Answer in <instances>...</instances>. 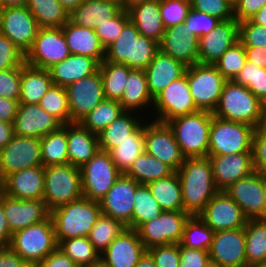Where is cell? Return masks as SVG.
<instances>
[{"instance_id": "4dcf8cb0", "label": "cell", "mask_w": 266, "mask_h": 267, "mask_svg": "<svg viewBox=\"0 0 266 267\" xmlns=\"http://www.w3.org/2000/svg\"><path fill=\"white\" fill-rule=\"evenodd\" d=\"M69 164L81 168L99 150L98 135L84 128L79 122L67 124Z\"/></svg>"}, {"instance_id": "d590c367", "label": "cell", "mask_w": 266, "mask_h": 267, "mask_svg": "<svg viewBox=\"0 0 266 267\" xmlns=\"http://www.w3.org/2000/svg\"><path fill=\"white\" fill-rule=\"evenodd\" d=\"M135 114L136 112L133 111H124L109 126L104 128L98 134L99 150L109 152L119 143L128 139V136L142 124L141 115Z\"/></svg>"}, {"instance_id": "603a6c76", "label": "cell", "mask_w": 266, "mask_h": 267, "mask_svg": "<svg viewBox=\"0 0 266 267\" xmlns=\"http://www.w3.org/2000/svg\"><path fill=\"white\" fill-rule=\"evenodd\" d=\"M63 124L39 104L19 103L13 121L14 135L41 138L58 130Z\"/></svg>"}, {"instance_id": "db71d44e", "label": "cell", "mask_w": 266, "mask_h": 267, "mask_svg": "<svg viewBox=\"0 0 266 267\" xmlns=\"http://www.w3.org/2000/svg\"><path fill=\"white\" fill-rule=\"evenodd\" d=\"M132 22L129 20L117 39L105 49V60L121 63L127 66V59H131Z\"/></svg>"}, {"instance_id": "681fc988", "label": "cell", "mask_w": 266, "mask_h": 267, "mask_svg": "<svg viewBox=\"0 0 266 267\" xmlns=\"http://www.w3.org/2000/svg\"><path fill=\"white\" fill-rule=\"evenodd\" d=\"M125 228L120 221L101 214L87 237L94 248L102 253Z\"/></svg>"}, {"instance_id": "deb4b68c", "label": "cell", "mask_w": 266, "mask_h": 267, "mask_svg": "<svg viewBox=\"0 0 266 267\" xmlns=\"http://www.w3.org/2000/svg\"><path fill=\"white\" fill-rule=\"evenodd\" d=\"M88 267H110L107 263H105L101 258H99L96 262L92 263Z\"/></svg>"}, {"instance_id": "9c48e42d", "label": "cell", "mask_w": 266, "mask_h": 267, "mask_svg": "<svg viewBox=\"0 0 266 267\" xmlns=\"http://www.w3.org/2000/svg\"><path fill=\"white\" fill-rule=\"evenodd\" d=\"M83 197L100 201L122 174L115 166L109 152H98L81 168Z\"/></svg>"}, {"instance_id": "4316f807", "label": "cell", "mask_w": 266, "mask_h": 267, "mask_svg": "<svg viewBox=\"0 0 266 267\" xmlns=\"http://www.w3.org/2000/svg\"><path fill=\"white\" fill-rule=\"evenodd\" d=\"M187 32L185 23L166 28L159 48L175 60L181 61L186 66H192L198 63L199 38L188 35Z\"/></svg>"}, {"instance_id": "f546056e", "label": "cell", "mask_w": 266, "mask_h": 267, "mask_svg": "<svg viewBox=\"0 0 266 267\" xmlns=\"http://www.w3.org/2000/svg\"><path fill=\"white\" fill-rule=\"evenodd\" d=\"M99 66L100 63L96 59L78 54H70L48 70L53 85L66 88L73 82L96 73L99 70Z\"/></svg>"}, {"instance_id": "979ff035", "label": "cell", "mask_w": 266, "mask_h": 267, "mask_svg": "<svg viewBox=\"0 0 266 267\" xmlns=\"http://www.w3.org/2000/svg\"><path fill=\"white\" fill-rule=\"evenodd\" d=\"M150 0H122V9L128 10L132 6L139 4V3H144Z\"/></svg>"}, {"instance_id": "9f6ffc18", "label": "cell", "mask_w": 266, "mask_h": 267, "mask_svg": "<svg viewBox=\"0 0 266 267\" xmlns=\"http://www.w3.org/2000/svg\"><path fill=\"white\" fill-rule=\"evenodd\" d=\"M129 20L128 11L122 9L114 18L96 27L95 33L105 49L117 39Z\"/></svg>"}, {"instance_id": "d4e9b609", "label": "cell", "mask_w": 266, "mask_h": 267, "mask_svg": "<svg viewBox=\"0 0 266 267\" xmlns=\"http://www.w3.org/2000/svg\"><path fill=\"white\" fill-rule=\"evenodd\" d=\"M146 251L137 230L126 227L100 253V258L110 267H135Z\"/></svg>"}, {"instance_id": "34e18365", "label": "cell", "mask_w": 266, "mask_h": 267, "mask_svg": "<svg viewBox=\"0 0 266 267\" xmlns=\"http://www.w3.org/2000/svg\"><path fill=\"white\" fill-rule=\"evenodd\" d=\"M13 136V123L0 121V149L9 143Z\"/></svg>"}, {"instance_id": "7c38bea8", "label": "cell", "mask_w": 266, "mask_h": 267, "mask_svg": "<svg viewBox=\"0 0 266 267\" xmlns=\"http://www.w3.org/2000/svg\"><path fill=\"white\" fill-rule=\"evenodd\" d=\"M155 121L166 123L167 121L182 115H189L199 110L194 104L190 94L186 73L183 77L172 81L155 98Z\"/></svg>"}, {"instance_id": "c3c4849f", "label": "cell", "mask_w": 266, "mask_h": 267, "mask_svg": "<svg viewBox=\"0 0 266 267\" xmlns=\"http://www.w3.org/2000/svg\"><path fill=\"white\" fill-rule=\"evenodd\" d=\"M77 266L88 267L100 258L88 237H76L60 241L57 246Z\"/></svg>"}, {"instance_id": "67dfc351", "label": "cell", "mask_w": 266, "mask_h": 267, "mask_svg": "<svg viewBox=\"0 0 266 267\" xmlns=\"http://www.w3.org/2000/svg\"><path fill=\"white\" fill-rule=\"evenodd\" d=\"M258 219L266 222V191L264 196L263 210L261 212V216Z\"/></svg>"}, {"instance_id": "cb8c5ba5", "label": "cell", "mask_w": 266, "mask_h": 267, "mask_svg": "<svg viewBox=\"0 0 266 267\" xmlns=\"http://www.w3.org/2000/svg\"><path fill=\"white\" fill-rule=\"evenodd\" d=\"M238 41L239 22L235 18L220 21L213 30L199 38L198 63L214 64L229 47Z\"/></svg>"}, {"instance_id": "2a66077c", "label": "cell", "mask_w": 266, "mask_h": 267, "mask_svg": "<svg viewBox=\"0 0 266 267\" xmlns=\"http://www.w3.org/2000/svg\"><path fill=\"white\" fill-rule=\"evenodd\" d=\"M63 8L70 14L83 0H58Z\"/></svg>"}, {"instance_id": "5b68a950", "label": "cell", "mask_w": 266, "mask_h": 267, "mask_svg": "<svg viewBox=\"0 0 266 267\" xmlns=\"http://www.w3.org/2000/svg\"><path fill=\"white\" fill-rule=\"evenodd\" d=\"M57 246L51 216L38 224L14 232L9 244V247L31 267L41 262Z\"/></svg>"}, {"instance_id": "bcb514c9", "label": "cell", "mask_w": 266, "mask_h": 267, "mask_svg": "<svg viewBox=\"0 0 266 267\" xmlns=\"http://www.w3.org/2000/svg\"><path fill=\"white\" fill-rule=\"evenodd\" d=\"M159 203L154 199L147 185L136 187L132 212V229L137 230L143 223L151 221L162 213Z\"/></svg>"}, {"instance_id": "44dd1931", "label": "cell", "mask_w": 266, "mask_h": 267, "mask_svg": "<svg viewBox=\"0 0 266 267\" xmlns=\"http://www.w3.org/2000/svg\"><path fill=\"white\" fill-rule=\"evenodd\" d=\"M211 162L214 184L219 191H224L239 179L251 175L253 152H242L229 155H208Z\"/></svg>"}, {"instance_id": "7a4b0ae2", "label": "cell", "mask_w": 266, "mask_h": 267, "mask_svg": "<svg viewBox=\"0 0 266 267\" xmlns=\"http://www.w3.org/2000/svg\"><path fill=\"white\" fill-rule=\"evenodd\" d=\"M101 214L100 203L85 197L50 211L57 244L70 238L87 237Z\"/></svg>"}, {"instance_id": "6f0895ef", "label": "cell", "mask_w": 266, "mask_h": 267, "mask_svg": "<svg viewBox=\"0 0 266 267\" xmlns=\"http://www.w3.org/2000/svg\"><path fill=\"white\" fill-rule=\"evenodd\" d=\"M191 9L214 16L221 21L234 18V7L227 0H190Z\"/></svg>"}, {"instance_id": "6da1fadb", "label": "cell", "mask_w": 266, "mask_h": 267, "mask_svg": "<svg viewBox=\"0 0 266 267\" xmlns=\"http://www.w3.org/2000/svg\"><path fill=\"white\" fill-rule=\"evenodd\" d=\"M176 172L181 182L184 211L198 215L219 191L208 156L186 157Z\"/></svg>"}, {"instance_id": "816d5d0a", "label": "cell", "mask_w": 266, "mask_h": 267, "mask_svg": "<svg viewBox=\"0 0 266 267\" xmlns=\"http://www.w3.org/2000/svg\"><path fill=\"white\" fill-rule=\"evenodd\" d=\"M247 87L262 103L266 105V68L246 61L244 67L233 80Z\"/></svg>"}, {"instance_id": "d6986e66", "label": "cell", "mask_w": 266, "mask_h": 267, "mask_svg": "<svg viewBox=\"0 0 266 267\" xmlns=\"http://www.w3.org/2000/svg\"><path fill=\"white\" fill-rule=\"evenodd\" d=\"M224 191L239 205L247 219H258L263 210L266 174L254 171Z\"/></svg>"}, {"instance_id": "7dc6e473", "label": "cell", "mask_w": 266, "mask_h": 267, "mask_svg": "<svg viewBox=\"0 0 266 267\" xmlns=\"http://www.w3.org/2000/svg\"><path fill=\"white\" fill-rule=\"evenodd\" d=\"M159 50V43L141 35L132 23L131 59H127V67L145 70Z\"/></svg>"}, {"instance_id": "ac0fdd59", "label": "cell", "mask_w": 266, "mask_h": 267, "mask_svg": "<svg viewBox=\"0 0 266 267\" xmlns=\"http://www.w3.org/2000/svg\"><path fill=\"white\" fill-rule=\"evenodd\" d=\"M71 123L79 122L105 99L99 70L66 87Z\"/></svg>"}, {"instance_id": "6125c7cd", "label": "cell", "mask_w": 266, "mask_h": 267, "mask_svg": "<svg viewBox=\"0 0 266 267\" xmlns=\"http://www.w3.org/2000/svg\"><path fill=\"white\" fill-rule=\"evenodd\" d=\"M153 258L156 267H179L180 244L155 246L147 250Z\"/></svg>"}, {"instance_id": "83f0119b", "label": "cell", "mask_w": 266, "mask_h": 267, "mask_svg": "<svg viewBox=\"0 0 266 267\" xmlns=\"http://www.w3.org/2000/svg\"><path fill=\"white\" fill-rule=\"evenodd\" d=\"M187 67L181 61L175 60L159 50L149 66L144 70L148 89L153 99L172 81L183 77Z\"/></svg>"}, {"instance_id": "f1b7e54d", "label": "cell", "mask_w": 266, "mask_h": 267, "mask_svg": "<svg viewBox=\"0 0 266 267\" xmlns=\"http://www.w3.org/2000/svg\"><path fill=\"white\" fill-rule=\"evenodd\" d=\"M61 29L71 54L96 59L100 64L105 60V48L95 30L78 26L70 20Z\"/></svg>"}, {"instance_id": "ee69618b", "label": "cell", "mask_w": 266, "mask_h": 267, "mask_svg": "<svg viewBox=\"0 0 266 267\" xmlns=\"http://www.w3.org/2000/svg\"><path fill=\"white\" fill-rule=\"evenodd\" d=\"M124 112L119 101L104 99L93 108L79 123L94 134H99Z\"/></svg>"}, {"instance_id": "ffe728a7", "label": "cell", "mask_w": 266, "mask_h": 267, "mask_svg": "<svg viewBox=\"0 0 266 267\" xmlns=\"http://www.w3.org/2000/svg\"><path fill=\"white\" fill-rule=\"evenodd\" d=\"M209 256L220 267H247L245 227L214 232Z\"/></svg>"}, {"instance_id": "91938a15", "label": "cell", "mask_w": 266, "mask_h": 267, "mask_svg": "<svg viewBox=\"0 0 266 267\" xmlns=\"http://www.w3.org/2000/svg\"><path fill=\"white\" fill-rule=\"evenodd\" d=\"M239 41L244 47H266V26L250 19L239 22Z\"/></svg>"}, {"instance_id": "7402d4cb", "label": "cell", "mask_w": 266, "mask_h": 267, "mask_svg": "<svg viewBox=\"0 0 266 267\" xmlns=\"http://www.w3.org/2000/svg\"><path fill=\"white\" fill-rule=\"evenodd\" d=\"M8 227L14 232L38 224L50 216L43 200H20L2 192L0 195Z\"/></svg>"}, {"instance_id": "11e5206c", "label": "cell", "mask_w": 266, "mask_h": 267, "mask_svg": "<svg viewBox=\"0 0 266 267\" xmlns=\"http://www.w3.org/2000/svg\"><path fill=\"white\" fill-rule=\"evenodd\" d=\"M250 20L255 24L266 26V5L252 16Z\"/></svg>"}, {"instance_id": "484cf974", "label": "cell", "mask_w": 266, "mask_h": 267, "mask_svg": "<svg viewBox=\"0 0 266 267\" xmlns=\"http://www.w3.org/2000/svg\"><path fill=\"white\" fill-rule=\"evenodd\" d=\"M2 192L20 200H43L44 167L34 166L13 172L2 181Z\"/></svg>"}, {"instance_id": "e7e4bbea", "label": "cell", "mask_w": 266, "mask_h": 267, "mask_svg": "<svg viewBox=\"0 0 266 267\" xmlns=\"http://www.w3.org/2000/svg\"><path fill=\"white\" fill-rule=\"evenodd\" d=\"M252 152L254 170L266 174V131L261 126L254 130Z\"/></svg>"}, {"instance_id": "f35d334b", "label": "cell", "mask_w": 266, "mask_h": 267, "mask_svg": "<svg viewBox=\"0 0 266 267\" xmlns=\"http://www.w3.org/2000/svg\"><path fill=\"white\" fill-rule=\"evenodd\" d=\"M174 170L166 163L143 152L125 173L126 176L134 179L139 184L147 185L150 182L171 175Z\"/></svg>"}, {"instance_id": "f6af8a7d", "label": "cell", "mask_w": 266, "mask_h": 267, "mask_svg": "<svg viewBox=\"0 0 266 267\" xmlns=\"http://www.w3.org/2000/svg\"><path fill=\"white\" fill-rule=\"evenodd\" d=\"M214 231L198 216L190 215L186 220L181 242L183 247L210 251Z\"/></svg>"}, {"instance_id": "11a10c76", "label": "cell", "mask_w": 266, "mask_h": 267, "mask_svg": "<svg viewBox=\"0 0 266 267\" xmlns=\"http://www.w3.org/2000/svg\"><path fill=\"white\" fill-rule=\"evenodd\" d=\"M190 0H160V15L165 28L184 23Z\"/></svg>"}, {"instance_id": "4fadbf2b", "label": "cell", "mask_w": 266, "mask_h": 267, "mask_svg": "<svg viewBox=\"0 0 266 267\" xmlns=\"http://www.w3.org/2000/svg\"><path fill=\"white\" fill-rule=\"evenodd\" d=\"M34 166H42L40 138L14 135L0 149V182L13 172Z\"/></svg>"}, {"instance_id": "30bf717a", "label": "cell", "mask_w": 266, "mask_h": 267, "mask_svg": "<svg viewBox=\"0 0 266 267\" xmlns=\"http://www.w3.org/2000/svg\"><path fill=\"white\" fill-rule=\"evenodd\" d=\"M190 214L185 211H162L151 221L143 223L138 235L146 250L161 245L179 244Z\"/></svg>"}, {"instance_id": "5803f987", "label": "cell", "mask_w": 266, "mask_h": 267, "mask_svg": "<svg viewBox=\"0 0 266 267\" xmlns=\"http://www.w3.org/2000/svg\"><path fill=\"white\" fill-rule=\"evenodd\" d=\"M248 267H266V262L265 263H257V264H253L250 265Z\"/></svg>"}, {"instance_id": "60d3db41", "label": "cell", "mask_w": 266, "mask_h": 267, "mask_svg": "<svg viewBox=\"0 0 266 267\" xmlns=\"http://www.w3.org/2000/svg\"><path fill=\"white\" fill-rule=\"evenodd\" d=\"M245 254L247 267L266 262V222L247 219L245 225Z\"/></svg>"}, {"instance_id": "52a82bcc", "label": "cell", "mask_w": 266, "mask_h": 267, "mask_svg": "<svg viewBox=\"0 0 266 267\" xmlns=\"http://www.w3.org/2000/svg\"><path fill=\"white\" fill-rule=\"evenodd\" d=\"M255 127L228 121L213 115L209 134L208 155L252 152Z\"/></svg>"}, {"instance_id": "9a60e30c", "label": "cell", "mask_w": 266, "mask_h": 267, "mask_svg": "<svg viewBox=\"0 0 266 267\" xmlns=\"http://www.w3.org/2000/svg\"><path fill=\"white\" fill-rule=\"evenodd\" d=\"M145 152L177 171L185 160L167 123L148 121L145 125Z\"/></svg>"}, {"instance_id": "8992f818", "label": "cell", "mask_w": 266, "mask_h": 267, "mask_svg": "<svg viewBox=\"0 0 266 267\" xmlns=\"http://www.w3.org/2000/svg\"><path fill=\"white\" fill-rule=\"evenodd\" d=\"M81 197L80 168L69 163L44 167L43 201L49 211Z\"/></svg>"}, {"instance_id": "8fae6325", "label": "cell", "mask_w": 266, "mask_h": 267, "mask_svg": "<svg viewBox=\"0 0 266 267\" xmlns=\"http://www.w3.org/2000/svg\"><path fill=\"white\" fill-rule=\"evenodd\" d=\"M70 54L61 27H44L39 28L32 47L25 54V63L48 70Z\"/></svg>"}, {"instance_id": "b9fcfbb0", "label": "cell", "mask_w": 266, "mask_h": 267, "mask_svg": "<svg viewBox=\"0 0 266 267\" xmlns=\"http://www.w3.org/2000/svg\"><path fill=\"white\" fill-rule=\"evenodd\" d=\"M135 267H156L151 255L146 251Z\"/></svg>"}, {"instance_id": "836d02e7", "label": "cell", "mask_w": 266, "mask_h": 267, "mask_svg": "<svg viewBox=\"0 0 266 267\" xmlns=\"http://www.w3.org/2000/svg\"><path fill=\"white\" fill-rule=\"evenodd\" d=\"M52 85L49 70L23 64L21 66L19 103L39 104Z\"/></svg>"}, {"instance_id": "94428289", "label": "cell", "mask_w": 266, "mask_h": 267, "mask_svg": "<svg viewBox=\"0 0 266 267\" xmlns=\"http://www.w3.org/2000/svg\"><path fill=\"white\" fill-rule=\"evenodd\" d=\"M25 64V54L0 33V71L19 68Z\"/></svg>"}, {"instance_id": "b62a3aed", "label": "cell", "mask_w": 266, "mask_h": 267, "mask_svg": "<svg viewBox=\"0 0 266 267\" xmlns=\"http://www.w3.org/2000/svg\"><path fill=\"white\" fill-rule=\"evenodd\" d=\"M260 126L266 131V105L263 110V116H262V121H261Z\"/></svg>"}, {"instance_id": "7bdbcfd3", "label": "cell", "mask_w": 266, "mask_h": 267, "mask_svg": "<svg viewBox=\"0 0 266 267\" xmlns=\"http://www.w3.org/2000/svg\"><path fill=\"white\" fill-rule=\"evenodd\" d=\"M26 6L40 28L62 27L69 14L58 0H27Z\"/></svg>"}, {"instance_id": "2e32d148", "label": "cell", "mask_w": 266, "mask_h": 267, "mask_svg": "<svg viewBox=\"0 0 266 267\" xmlns=\"http://www.w3.org/2000/svg\"><path fill=\"white\" fill-rule=\"evenodd\" d=\"M198 216L214 232L240 229L247 222L239 205L225 191H218Z\"/></svg>"}, {"instance_id": "f5cc1de1", "label": "cell", "mask_w": 266, "mask_h": 267, "mask_svg": "<svg viewBox=\"0 0 266 267\" xmlns=\"http://www.w3.org/2000/svg\"><path fill=\"white\" fill-rule=\"evenodd\" d=\"M246 61L245 47L238 41L229 47L214 65L227 81H232L244 67Z\"/></svg>"}, {"instance_id": "8c879c8a", "label": "cell", "mask_w": 266, "mask_h": 267, "mask_svg": "<svg viewBox=\"0 0 266 267\" xmlns=\"http://www.w3.org/2000/svg\"><path fill=\"white\" fill-rule=\"evenodd\" d=\"M245 52L248 62L266 68V47H245Z\"/></svg>"}, {"instance_id": "5bb4252c", "label": "cell", "mask_w": 266, "mask_h": 267, "mask_svg": "<svg viewBox=\"0 0 266 267\" xmlns=\"http://www.w3.org/2000/svg\"><path fill=\"white\" fill-rule=\"evenodd\" d=\"M39 28L27 6L2 8L0 11V33L24 54L32 47Z\"/></svg>"}, {"instance_id": "8d00e7d4", "label": "cell", "mask_w": 266, "mask_h": 267, "mask_svg": "<svg viewBox=\"0 0 266 267\" xmlns=\"http://www.w3.org/2000/svg\"><path fill=\"white\" fill-rule=\"evenodd\" d=\"M147 186L163 211H184L182 187L176 171L167 177L148 183Z\"/></svg>"}, {"instance_id": "003e7915", "label": "cell", "mask_w": 266, "mask_h": 267, "mask_svg": "<svg viewBox=\"0 0 266 267\" xmlns=\"http://www.w3.org/2000/svg\"><path fill=\"white\" fill-rule=\"evenodd\" d=\"M266 5V0H239L234 7V18L238 21H244L254 16L260 9Z\"/></svg>"}, {"instance_id": "a7ac6f4b", "label": "cell", "mask_w": 266, "mask_h": 267, "mask_svg": "<svg viewBox=\"0 0 266 267\" xmlns=\"http://www.w3.org/2000/svg\"><path fill=\"white\" fill-rule=\"evenodd\" d=\"M34 267H79L58 247Z\"/></svg>"}, {"instance_id": "ab89813d", "label": "cell", "mask_w": 266, "mask_h": 267, "mask_svg": "<svg viewBox=\"0 0 266 267\" xmlns=\"http://www.w3.org/2000/svg\"><path fill=\"white\" fill-rule=\"evenodd\" d=\"M42 166L68 164L67 124L40 138Z\"/></svg>"}, {"instance_id": "b9f144b4", "label": "cell", "mask_w": 266, "mask_h": 267, "mask_svg": "<svg viewBox=\"0 0 266 267\" xmlns=\"http://www.w3.org/2000/svg\"><path fill=\"white\" fill-rule=\"evenodd\" d=\"M133 69L125 64L103 61L99 66L105 99L120 101L129 73Z\"/></svg>"}, {"instance_id": "603ad722", "label": "cell", "mask_w": 266, "mask_h": 267, "mask_svg": "<svg viewBox=\"0 0 266 267\" xmlns=\"http://www.w3.org/2000/svg\"><path fill=\"white\" fill-rule=\"evenodd\" d=\"M204 267H220L218 264L214 263L213 261H209L205 264Z\"/></svg>"}, {"instance_id": "89a4df30", "label": "cell", "mask_w": 266, "mask_h": 267, "mask_svg": "<svg viewBox=\"0 0 266 267\" xmlns=\"http://www.w3.org/2000/svg\"><path fill=\"white\" fill-rule=\"evenodd\" d=\"M0 267H31L10 247H0Z\"/></svg>"}, {"instance_id": "680465c9", "label": "cell", "mask_w": 266, "mask_h": 267, "mask_svg": "<svg viewBox=\"0 0 266 267\" xmlns=\"http://www.w3.org/2000/svg\"><path fill=\"white\" fill-rule=\"evenodd\" d=\"M220 21L214 16L190 8L184 23L186 24L188 35H195L200 38L213 30Z\"/></svg>"}, {"instance_id": "2644e50d", "label": "cell", "mask_w": 266, "mask_h": 267, "mask_svg": "<svg viewBox=\"0 0 266 267\" xmlns=\"http://www.w3.org/2000/svg\"><path fill=\"white\" fill-rule=\"evenodd\" d=\"M19 102L6 97H0V121L13 123L17 114Z\"/></svg>"}, {"instance_id": "ba28073f", "label": "cell", "mask_w": 266, "mask_h": 267, "mask_svg": "<svg viewBox=\"0 0 266 267\" xmlns=\"http://www.w3.org/2000/svg\"><path fill=\"white\" fill-rule=\"evenodd\" d=\"M186 77L190 94L199 111L212 112L216 109L222 89L227 81L214 64L196 63L188 66Z\"/></svg>"}, {"instance_id": "74e56055", "label": "cell", "mask_w": 266, "mask_h": 267, "mask_svg": "<svg viewBox=\"0 0 266 267\" xmlns=\"http://www.w3.org/2000/svg\"><path fill=\"white\" fill-rule=\"evenodd\" d=\"M145 152V121L128 136L109 151L116 168L125 174L140 154Z\"/></svg>"}, {"instance_id": "e0dca14e", "label": "cell", "mask_w": 266, "mask_h": 267, "mask_svg": "<svg viewBox=\"0 0 266 267\" xmlns=\"http://www.w3.org/2000/svg\"><path fill=\"white\" fill-rule=\"evenodd\" d=\"M139 185L134 179L121 174L99 201L102 214L120 221L127 228L132 229V212L136 187Z\"/></svg>"}, {"instance_id": "f907efd6", "label": "cell", "mask_w": 266, "mask_h": 267, "mask_svg": "<svg viewBox=\"0 0 266 267\" xmlns=\"http://www.w3.org/2000/svg\"><path fill=\"white\" fill-rule=\"evenodd\" d=\"M40 107L57 118L63 125L71 123L66 88L52 85L41 98Z\"/></svg>"}, {"instance_id": "753ad0ef", "label": "cell", "mask_w": 266, "mask_h": 267, "mask_svg": "<svg viewBox=\"0 0 266 267\" xmlns=\"http://www.w3.org/2000/svg\"><path fill=\"white\" fill-rule=\"evenodd\" d=\"M12 238V233L8 227V222L0 203V247H9Z\"/></svg>"}, {"instance_id": "d6a6232c", "label": "cell", "mask_w": 266, "mask_h": 267, "mask_svg": "<svg viewBox=\"0 0 266 267\" xmlns=\"http://www.w3.org/2000/svg\"><path fill=\"white\" fill-rule=\"evenodd\" d=\"M127 11L139 33L160 44L166 29L160 15V0L139 3Z\"/></svg>"}, {"instance_id": "e575fe53", "label": "cell", "mask_w": 266, "mask_h": 267, "mask_svg": "<svg viewBox=\"0 0 266 267\" xmlns=\"http://www.w3.org/2000/svg\"><path fill=\"white\" fill-rule=\"evenodd\" d=\"M153 102L145 71L133 69L128 75L123 96L119 101L123 110L138 112L139 109L141 113L145 108H149L148 106H153Z\"/></svg>"}, {"instance_id": "03108f58", "label": "cell", "mask_w": 266, "mask_h": 267, "mask_svg": "<svg viewBox=\"0 0 266 267\" xmlns=\"http://www.w3.org/2000/svg\"><path fill=\"white\" fill-rule=\"evenodd\" d=\"M181 261L179 267H204L210 261L208 251L183 247L180 245Z\"/></svg>"}, {"instance_id": "09005b40", "label": "cell", "mask_w": 266, "mask_h": 267, "mask_svg": "<svg viewBox=\"0 0 266 267\" xmlns=\"http://www.w3.org/2000/svg\"><path fill=\"white\" fill-rule=\"evenodd\" d=\"M27 0H1L2 8L23 7L26 6Z\"/></svg>"}, {"instance_id": "3957f363", "label": "cell", "mask_w": 266, "mask_h": 267, "mask_svg": "<svg viewBox=\"0 0 266 267\" xmlns=\"http://www.w3.org/2000/svg\"><path fill=\"white\" fill-rule=\"evenodd\" d=\"M265 104L247 87L226 81L213 115L228 121L260 126Z\"/></svg>"}, {"instance_id": "be15d7a7", "label": "cell", "mask_w": 266, "mask_h": 267, "mask_svg": "<svg viewBox=\"0 0 266 267\" xmlns=\"http://www.w3.org/2000/svg\"><path fill=\"white\" fill-rule=\"evenodd\" d=\"M21 86V66L0 71V97L19 102Z\"/></svg>"}, {"instance_id": "277c9868", "label": "cell", "mask_w": 266, "mask_h": 267, "mask_svg": "<svg viewBox=\"0 0 266 267\" xmlns=\"http://www.w3.org/2000/svg\"><path fill=\"white\" fill-rule=\"evenodd\" d=\"M212 117V112L198 111L166 122L185 158L208 156Z\"/></svg>"}, {"instance_id": "1f68e13d", "label": "cell", "mask_w": 266, "mask_h": 267, "mask_svg": "<svg viewBox=\"0 0 266 267\" xmlns=\"http://www.w3.org/2000/svg\"><path fill=\"white\" fill-rule=\"evenodd\" d=\"M122 7L112 0H83L69 14V20L74 24L95 30L96 27L114 18Z\"/></svg>"}]
</instances>
